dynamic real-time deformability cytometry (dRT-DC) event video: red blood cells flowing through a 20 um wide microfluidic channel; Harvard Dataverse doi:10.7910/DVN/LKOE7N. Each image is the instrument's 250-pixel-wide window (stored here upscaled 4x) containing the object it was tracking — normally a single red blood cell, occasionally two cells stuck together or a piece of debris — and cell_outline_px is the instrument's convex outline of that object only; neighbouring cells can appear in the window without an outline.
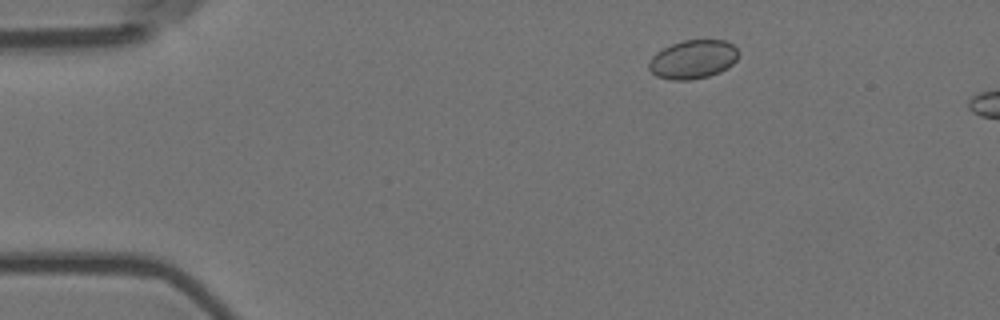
{"species": "Egyptian fruit bat (a non-hibernating species)", "species_latin": "Rousettus aegyptiacus", "temperature_condition": "room temperature", "stored_images_in_passage": 6, "camera_frame_rate_fps": 3000, "um_per_image_px": 0.085, "animal": {"sex": "female"}, "frame": {"image": 1, "passage_image": 1, "time_ms": 0.0, "image_size_px": [1000, 320], "cell_outline_px": [[740, 52], [736, 60], [728, 68], [720, 72], [708, 76], [688, 80], [672, 80], [656, 76], [648, 68], [648, 64], [652, 56], [656, 52], [672, 44], [684, 40], [724, 40], [732, 44]], "centroid_in_image_um": [58.91, 5.05], "position_along_channel_um": 26.1, "area_um2": 20.23}}